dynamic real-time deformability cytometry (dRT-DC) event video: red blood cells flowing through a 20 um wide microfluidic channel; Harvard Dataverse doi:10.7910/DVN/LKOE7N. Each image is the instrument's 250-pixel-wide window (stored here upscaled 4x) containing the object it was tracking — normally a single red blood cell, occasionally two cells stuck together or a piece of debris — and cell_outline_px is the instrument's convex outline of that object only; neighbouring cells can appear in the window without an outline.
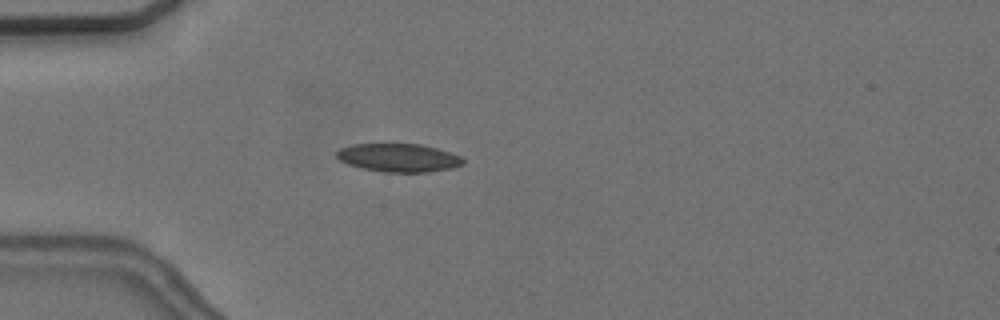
{"species": "common noctule bat (a hibernating species)", "species_latin": "Nyctalus noctula", "temperature_condition": "cold", "stored_images_in_passage": 6, "camera_frame_rate_fps": 3000, "um_per_image_px": 0.085, "animal": {"sex": "female", "body_mass_g": 24.6, "forearm_length_mm": 56.2}, "frame": {"image": 1, "passage_image": 5, "time_ms": 5.0, "image_size_px": [1000, 320], "cell_outline_px": [[464, 164], [452, 168], [424, 172], [384, 172], [364, 168], [348, 164], [340, 160], [336, 156], [336, 152], [340, 148], [352, 144], [420, 144], [436, 148], [460, 156], [464, 160]], "centroid_in_image_um": [33.87, 13.4], "position_along_channel_um": 51.1, "area_um2": 20.63}}